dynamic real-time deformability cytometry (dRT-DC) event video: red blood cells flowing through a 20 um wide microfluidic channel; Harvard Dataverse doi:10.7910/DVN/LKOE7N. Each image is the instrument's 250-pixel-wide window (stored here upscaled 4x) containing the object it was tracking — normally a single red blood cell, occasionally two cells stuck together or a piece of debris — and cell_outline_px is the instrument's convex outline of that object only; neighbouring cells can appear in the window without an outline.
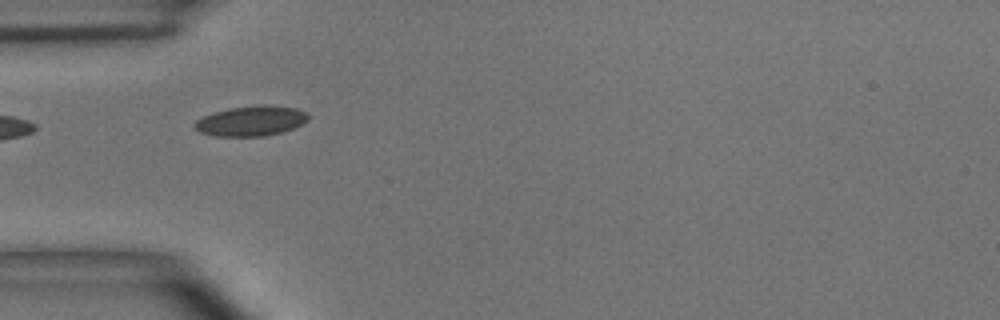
{"species": "common noctule bat (a hibernating species)", "species_latin": "Nyctalus noctula", "temperature_condition": "room temperature", "stored_images_in_passage": 6, "camera_frame_rate_fps": 3000, "um_per_image_px": 0.085, "animal": {"sex": "male", "body_mass_g": 15.6}, "frame": {"image": 1, "passage_image": 4, "time_ms": 3.333, "image_size_px": [1000, 320], "cell_outline_px": [[308, 120], [304, 124], [280, 132], [264, 136], [212, 136], [200, 132], [192, 124], [196, 120], [204, 116], [228, 108], [296, 108], [308, 112]], "centroid_in_image_um": [21.31, 10.34], "position_along_channel_um": 63.7, "area_um2": 18.96}}
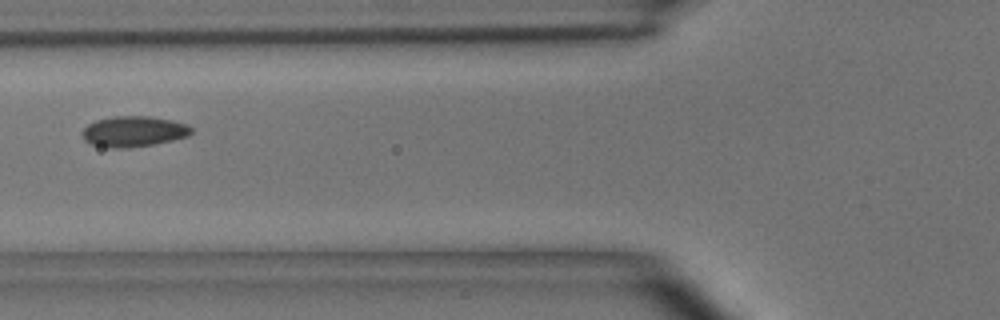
{"frame": {"image": 2, "passage_image": 5, "time_ms": 4.667, "image_size_px": [1000, 320], "cell_outline_px": [[192, 132], [188, 136], [172, 140], [152, 144], [128, 148], [112, 148], [92, 144], [84, 140], [84, 128], [88, 124], [96, 120], [112, 116], [148, 116], [172, 120], [188, 124], [192, 128]], "centroid_in_image_um": [11.38, 11.16], "position_along_channel_um": 114.4, "area_um2": 19.36}}